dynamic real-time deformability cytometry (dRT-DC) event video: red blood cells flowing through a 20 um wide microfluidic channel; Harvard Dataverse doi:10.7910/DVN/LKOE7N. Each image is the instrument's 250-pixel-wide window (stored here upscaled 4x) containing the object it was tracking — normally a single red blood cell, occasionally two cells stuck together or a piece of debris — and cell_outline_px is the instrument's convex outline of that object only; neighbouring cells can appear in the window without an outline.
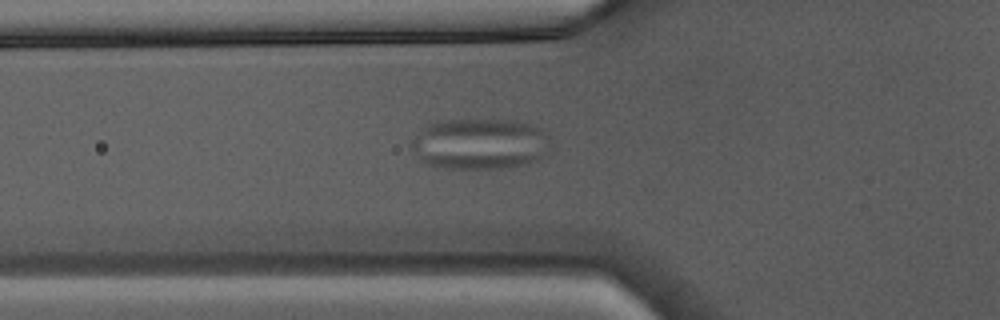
{"species": "Egyptian fruit bat (a non-hibernating species)", "species_latin": "Rousettus aegyptiacus", "temperature_condition": "warm", "stored_images_in_passage": 32, "camera_frame_rate_fps": 3000, "um_per_image_px": 0.085, "animal": {"sex": "male"}, "frame": {"image": 1, "passage_image": 3, "time_ms": 0.667, "image_size_px": [1000, 320], "cell_outline_px": [[552, 152], [548, 156], [540, 160], [524, 164], [504, 168], [436, 168], [424, 164], [420, 160], [412, 148], [412, 140], [428, 124], [440, 120], [516, 120], [540, 128], [548, 132], [552, 148]], "centroid_in_image_um": [40.87, 12.24], "position_along_channel_um": 84.9, "area_um2": 42.02}}
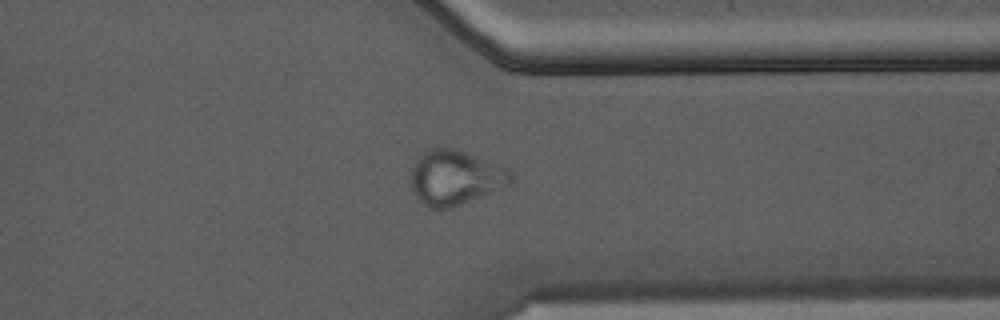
{"frame": {"image": 2, "passage_image": 22, "time_ms": 7.0, "image_size_px": [1000, 320], "cell_outline_px": [[512, 184], [452, 208], [428, 208], [416, 200], [412, 192], [408, 180], [412, 168], [416, 160], [424, 152], [432, 148], [456, 148], [508, 168], [512, 172]], "centroid_in_image_um": [38.65, 15.11], "position_along_channel_um": 372.7, "area_um2": 32.37}}
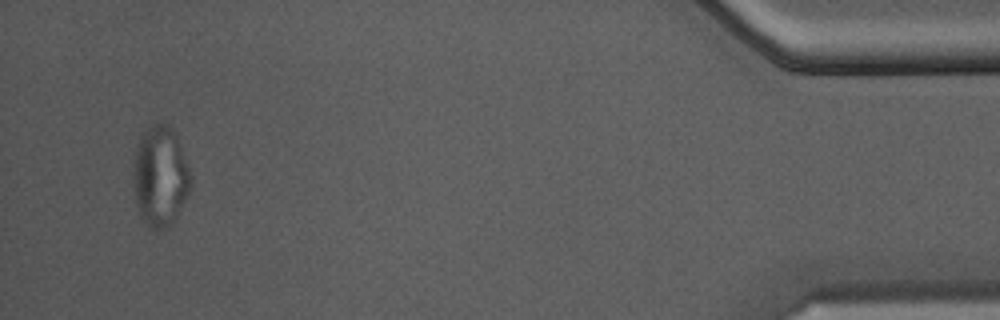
{"frame": {"image": 3, "passage_image": 30, "time_ms": 9.667, "image_size_px": [1000, 320], "cell_outline_px": [[192, 184], [172, 224], [168, 228], [156, 232], [148, 228], [140, 216], [136, 208], [132, 184], [132, 164], [136, 144], [144, 128], [160, 120], [168, 124], [176, 132], [192, 176]], "centroid_in_image_um": [13.57, 14.96], "position_along_channel_um": 421.6, "area_um2": 34.97}}